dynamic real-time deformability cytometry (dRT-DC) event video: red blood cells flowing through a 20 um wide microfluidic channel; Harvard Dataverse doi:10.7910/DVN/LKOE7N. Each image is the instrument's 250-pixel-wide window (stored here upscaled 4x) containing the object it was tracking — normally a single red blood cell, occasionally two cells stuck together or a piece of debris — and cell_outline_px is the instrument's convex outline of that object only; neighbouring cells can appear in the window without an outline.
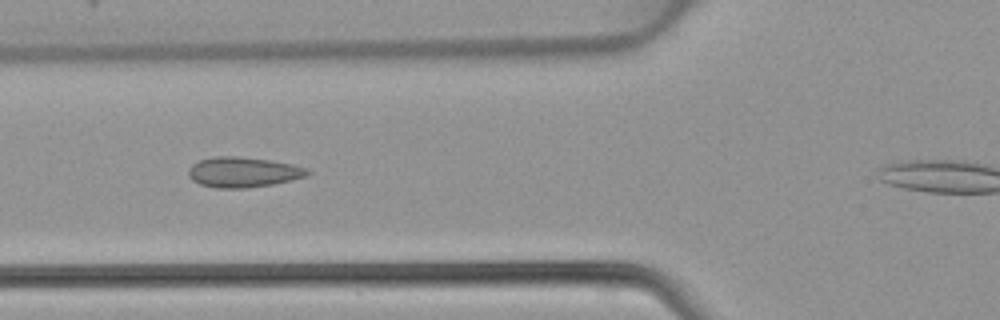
{"species": "common noctule bat (a hibernating species)", "species_latin": "Nyctalus noctula", "temperature_condition": "warm", "stored_images_in_passage": 35, "camera_frame_rate_fps": 3000, "um_per_image_px": 0.085, "animal": {"sex": "female", "body_mass_g": 22.7, "forearm_length_mm": 54.2}, "frame": {"image": 1, "passage_image": 12, "time_ms": 3.667, "image_size_px": [1000, 320], "cell_outline_px": [[312, 172], [304, 176], [292, 180], [272, 184], [244, 188], [216, 188], [200, 184], [192, 180], [188, 176], [188, 168], [192, 164], [200, 160], [216, 156], [236, 156], [268, 160], [292, 164], [308, 168]], "centroid_in_image_um": [20.65, 14.63], "position_along_channel_um": 105.2, "area_um2": 20.92}}
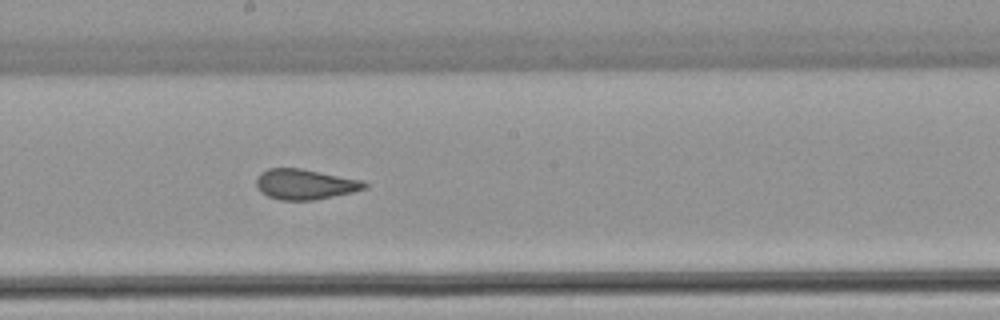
{"frame": {"image": 2, "passage_image": 20, "time_ms": 6.333, "image_size_px": [1000, 320], "cell_outline_px": [[368, 188], [352, 192], [312, 200], [280, 200], [268, 196], [260, 192], [256, 184], [256, 176], [260, 172], [268, 168], [300, 168], [364, 180], [368, 184]], "centroid_in_image_um": [25.92, 15.65], "position_along_channel_um": 222.3, "area_um2": 19.25}}
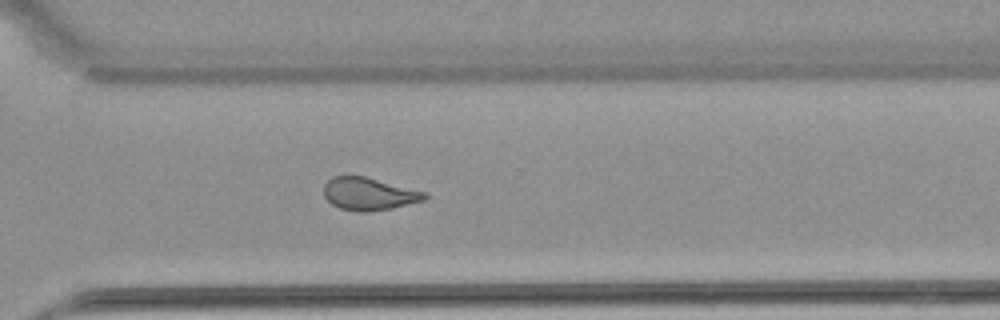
{"frame": {"image": 3, "passage_image": 28, "time_ms": 9.0, "image_size_px": [1000, 320], "cell_outline_px": [[428, 196], [424, 200], [392, 208], [364, 212], [360, 212], [340, 208], [332, 204], [324, 196], [324, 184], [332, 176], [364, 176], [428, 192]], "centroid_in_image_um": [31.37, 16.47], "position_along_channel_um": 339.2, "area_um2": 19.13}}